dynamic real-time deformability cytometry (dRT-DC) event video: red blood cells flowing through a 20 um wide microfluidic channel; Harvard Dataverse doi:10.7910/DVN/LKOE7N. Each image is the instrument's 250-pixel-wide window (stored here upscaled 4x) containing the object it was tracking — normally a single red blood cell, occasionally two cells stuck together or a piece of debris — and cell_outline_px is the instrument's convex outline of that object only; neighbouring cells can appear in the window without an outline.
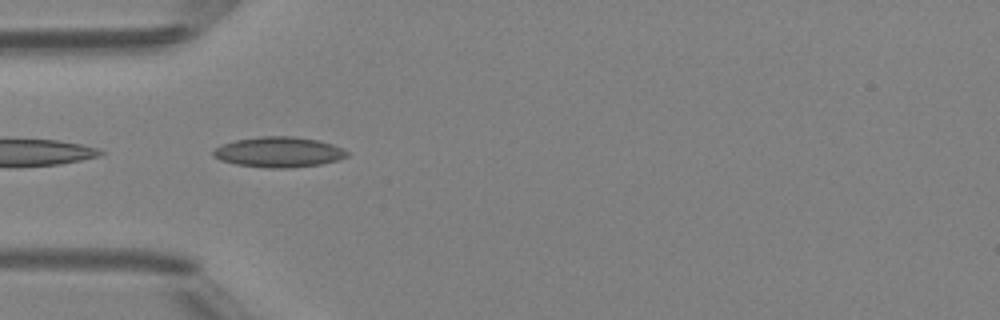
{"species": "Egyptian fruit bat (a non-hibernating species)", "species_latin": "Rousettus aegyptiacus", "temperature_condition": "room temperature", "stored_images_in_passage": 7, "camera_frame_rate_fps": 3000, "um_per_image_px": 0.085, "animal": {"sex": "female"}, "frame": {"image": 1, "passage_image": 1, "time_ms": 0.0, "image_size_px": [1000, 320], "cell_outline_px": [[348, 156], [336, 160], [320, 164], [288, 168], [268, 168], [236, 164], [220, 160], [212, 156], [212, 152], [216, 148], [224, 144], [236, 140], [260, 136], [292, 136], [316, 140], [332, 144], [344, 148], [348, 152]], "centroid_in_image_um": [23.69, 12.93], "position_along_channel_um": 61.3, "area_um2": 23.52}}